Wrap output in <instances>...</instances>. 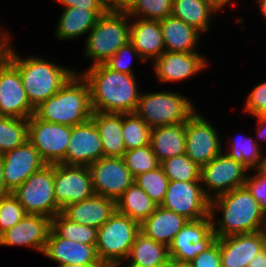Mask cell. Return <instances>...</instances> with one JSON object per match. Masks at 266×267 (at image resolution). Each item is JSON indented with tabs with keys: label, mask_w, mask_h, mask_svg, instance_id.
<instances>
[{
	"label": "cell",
	"mask_w": 266,
	"mask_h": 267,
	"mask_svg": "<svg viewBox=\"0 0 266 267\" xmlns=\"http://www.w3.org/2000/svg\"><path fill=\"white\" fill-rule=\"evenodd\" d=\"M90 88L93 111L106 113H134L141 91L135 75L110 69L105 63L90 66L81 73Z\"/></svg>",
	"instance_id": "6da1fadb"
},
{
	"label": "cell",
	"mask_w": 266,
	"mask_h": 267,
	"mask_svg": "<svg viewBox=\"0 0 266 267\" xmlns=\"http://www.w3.org/2000/svg\"><path fill=\"white\" fill-rule=\"evenodd\" d=\"M217 210L223 215L217 224L214 221L212 224L217 238L266 230V214L246 186L210 200L212 220H215Z\"/></svg>",
	"instance_id": "7a4b0ae2"
},
{
	"label": "cell",
	"mask_w": 266,
	"mask_h": 267,
	"mask_svg": "<svg viewBox=\"0 0 266 267\" xmlns=\"http://www.w3.org/2000/svg\"><path fill=\"white\" fill-rule=\"evenodd\" d=\"M92 113L89 84L80 72H75L55 95L34 108L37 118L72 127L89 121Z\"/></svg>",
	"instance_id": "3957f363"
},
{
	"label": "cell",
	"mask_w": 266,
	"mask_h": 267,
	"mask_svg": "<svg viewBox=\"0 0 266 267\" xmlns=\"http://www.w3.org/2000/svg\"><path fill=\"white\" fill-rule=\"evenodd\" d=\"M12 48L9 61L18 69L33 108L55 95L76 72L41 57H20Z\"/></svg>",
	"instance_id": "277c9868"
},
{
	"label": "cell",
	"mask_w": 266,
	"mask_h": 267,
	"mask_svg": "<svg viewBox=\"0 0 266 267\" xmlns=\"http://www.w3.org/2000/svg\"><path fill=\"white\" fill-rule=\"evenodd\" d=\"M130 15L126 11L108 10L100 16L85 41V56L91 66L105 63L130 41Z\"/></svg>",
	"instance_id": "5b68a950"
},
{
	"label": "cell",
	"mask_w": 266,
	"mask_h": 267,
	"mask_svg": "<svg viewBox=\"0 0 266 267\" xmlns=\"http://www.w3.org/2000/svg\"><path fill=\"white\" fill-rule=\"evenodd\" d=\"M140 232V224L116 212L97 229L96 252L104 267H122Z\"/></svg>",
	"instance_id": "8992f818"
},
{
	"label": "cell",
	"mask_w": 266,
	"mask_h": 267,
	"mask_svg": "<svg viewBox=\"0 0 266 267\" xmlns=\"http://www.w3.org/2000/svg\"><path fill=\"white\" fill-rule=\"evenodd\" d=\"M190 100L171 91L140 93L135 114L155 128L186 122L196 111Z\"/></svg>",
	"instance_id": "52a82bcc"
},
{
	"label": "cell",
	"mask_w": 266,
	"mask_h": 267,
	"mask_svg": "<svg viewBox=\"0 0 266 267\" xmlns=\"http://www.w3.org/2000/svg\"><path fill=\"white\" fill-rule=\"evenodd\" d=\"M27 214L53 218L62 212L54 194V164H46L11 192Z\"/></svg>",
	"instance_id": "ba28073f"
},
{
	"label": "cell",
	"mask_w": 266,
	"mask_h": 267,
	"mask_svg": "<svg viewBox=\"0 0 266 267\" xmlns=\"http://www.w3.org/2000/svg\"><path fill=\"white\" fill-rule=\"evenodd\" d=\"M72 126L28 118L27 140L37 149L46 164H65Z\"/></svg>",
	"instance_id": "9c48e42d"
},
{
	"label": "cell",
	"mask_w": 266,
	"mask_h": 267,
	"mask_svg": "<svg viewBox=\"0 0 266 267\" xmlns=\"http://www.w3.org/2000/svg\"><path fill=\"white\" fill-rule=\"evenodd\" d=\"M212 218L188 220L168 245L171 261L189 264L197 255L206 251L217 240Z\"/></svg>",
	"instance_id": "30bf717a"
},
{
	"label": "cell",
	"mask_w": 266,
	"mask_h": 267,
	"mask_svg": "<svg viewBox=\"0 0 266 267\" xmlns=\"http://www.w3.org/2000/svg\"><path fill=\"white\" fill-rule=\"evenodd\" d=\"M248 171L243 164L236 162L226 153H220L201 167V185L208 188L203 187L205 195L212 200L235 188L245 186Z\"/></svg>",
	"instance_id": "8fae6325"
},
{
	"label": "cell",
	"mask_w": 266,
	"mask_h": 267,
	"mask_svg": "<svg viewBox=\"0 0 266 267\" xmlns=\"http://www.w3.org/2000/svg\"><path fill=\"white\" fill-rule=\"evenodd\" d=\"M185 154L199 167L223 152L216 128L195 111L185 122Z\"/></svg>",
	"instance_id": "7c38bea8"
},
{
	"label": "cell",
	"mask_w": 266,
	"mask_h": 267,
	"mask_svg": "<svg viewBox=\"0 0 266 267\" xmlns=\"http://www.w3.org/2000/svg\"><path fill=\"white\" fill-rule=\"evenodd\" d=\"M161 206L188 220L210 216V199L205 195L201 181H170Z\"/></svg>",
	"instance_id": "4fadbf2b"
},
{
	"label": "cell",
	"mask_w": 266,
	"mask_h": 267,
	"mask_svg": "<svg viewBox=\"0 0 266 267\" xmlns=\"http://www.w3.org/2000/svg\"><path fill=\"white\" fill-rule=\"evenodd\" d=\"M54 194L61 211L95 195L88 166L54 164Z\"/></svg>",
	"instance_id": "5bb4252c"
},
{
	"label": "cell",
	"mask_w": 266,
	"mask_h": 267,
	"mask_svg": "<svg viewBox=\"0 0 266 267\" xmlns=\"http://www.w3.org/2000/svg\"><path fill=\"white\" fill-rule=\"evenodd\" d=\"M95 195L117 200L134 182L122 157H102L89 166Z\"/></svg>",
	"instance_id": "9a60e30c"
},
{
	"label": "cell",
	"mask_w": 266,
	"mask_h": 267,
	"mask_svg": "<svg viewBox=\"0 0 266 267\" xmlns=\"http://www.w3.org/2000/svg\"><path fill=\"white\" fill-rule=\"evenodd\" d=\"M33 114L19 71L8 61L0 69V116L28 119Z\"/></svg>",
	"instance_id": "2e32d148"
},
{
	"label": "cell",
	"mask_w": 266,
	"mask_h": 267,
	"mask_svg": "<svg viewBox=\"0 0 266 267\" xmlns=\"http://www.w3.org/2000/svg\"><path fill=\"white\" fill-rule=\"evenodd\" d=\"M51 230V217L27 214L19 223L0 234V246H26L42 254Z\"/></svg>",
	"instance_id": "e0dca14e"
},
{
	"label": "cell",
	"mask_w": 266,
	"mask_h": 267,
	"mask_svg": "<svg viewBox=\"0 0 266 267\" xmlns=\"http://www.w3.org/2000/svg\"><path fill=\"white\" fill-rule=\"evenodd\" d=\"M104 157L101 138L97 127L90 119L73 126L65 156V165L90 166Z\"/></svg>",
	"instance_id": "ac0fdd59"
},
{
	"label": "cell",
	"mask_w": 266,
	"mask_h": 267,
	"mask_svg": "<svg viewBox=\"0 0 266 267\" xmlns=\"http://www.w3.org/2000/svg\"><path fill=\"white\" fill-rule=\"evenodd\" d=\"M1 157L4 182L11 192L23 184L30 175L46 165L37 149L28 140Z\"/></svg>",
	"instance_id": "d6986e66"
},
{
	"label": "cell",
	"mask_w": 266,
	"mask_h": 267,
	"mask_svg": "<svg viewBox=\"0 0 266 267\" xmlns=\"http://www.w3.org/2000/svg\"><path fill=\"white\" fill-rule=\"evenodd\" d=\"M205 56L198 52H168L164 51L153 63L158 81L171 83L195 76L206 67Z\"/></svg>",
	"instance_id": "ffe728a7"
},
{
	"label": "cell",
	"mask_w": 266,
	"mask_h": 267,
	"mask_svg": "<svg viewBox=\"0 0 266 267\" xmlns=\"http://www.w3.org/2000/svg\"><path fill=\"white\" fill-rule=\"evenodd\" d=\"M266 246V230L220 238L221 267H247Z\"/></svg>",
	"instance_id": "44dd1931"
},
{
	"label": "cell",
	"mask_w": 266,
	"mask_h": 267,
	"mask_svg": "<svg viewBox=\"0 0 266 267\" xmlns=\"http://www.w3.org/2000/svg\"><path fill=\"white\" fill-rule=\"evenodd\" d=\"M95 246L61 238L52 229L42 254L57 264L59 263L58 267L75 264L103 265L97 256Z\"/></svg>",
	"instance_id": "7402d4cb"
},
{
	"label": "cell",
	"mask_w": 266,
	"mask_h": 267,
	"mask_svg": "<svg viewBox=\"0 0 266 267\" xmlns=\"http://www.w3.org/2000/svg\"><path fill=\"white\" fill-rule=\"evenodd\" d=\"M117 210L116 200L100 195L66 206L62 213L70 220L83 225L99 228Z\"/></svg>",
	"instance_id": "603a6c76"
},
{
	"label": "cell",
	"mask_w": 266,
	"mask_h": 267,
	"mask_svg": "<svg viewBox=\"0 0 266 267\" xmlns=\"http://www.w3.org/2000/svg\"><path fill=\"white\" fill-rule=\"evenodd\" d=\"M133 22V23H132ZM130 42L143 62H153L165 51L162 30L158 20L136 18L130 22Z\"/></svg>",
	"instance_id": "cb8c5ba5"
},
{
	"label": "cell",
	"mask_w": 266,
	"mask_h": 267,
	"mask_svg": "<svg viewBox=\"0 0 266 267\" xmlns=\"http://www.w3.org/2000/svg\"><path fill=\"white\" fill-rule=\"evenodd\" d=\"M188 219L161 205L140 224V231L150 239L169 245Z\"/></svg>",
	"instance_id": "d4e9b609"
},
{
	"label": "cell",
	"mask_w": 266,
	"mask_h": 267,
	"mask_svg": "<svg viewBox=\"0 0 266 267\" xmlns=\"http://www.w3.org/2000/svg\"><path fill=\"white\" fill-rule=\"evenodd\" d=\"M91 120L98 129L104 157H123L126 152L122 137L123 113L93 111Z\"/></svg>",
	"instance_id": "484cf974"
},
{
	"label": "cell",
	"mask_w": 266,
	"mask_h": 267,
	"mask_svg": "<svg viewBox=\"0 0 266 267\" xmlns=\"http://www.w3.org/2000/svg\"><path fill=\"white\" fill-rule=\"evenodd\" d=\"M165 51L168 52H197L200 32L173 16L160 20Z\"/></svg>",
	"instance_id": "4316f807"
},
{
	"label": "cell",
	"mask_w": 266,
	"mask_h": 267,
	"mask_svg": "<svg viewBox=\"0 0 266 267\" xmlns=\"http://www.w3.org/2000/svg\"><path fill=\"white\" fill-rule=\"evenodd\" d=\"M107 11H91L85 8H64L56 28V37L60 40L77 39L94 27L98 18Z\"/></svg>",
	"instance_id": "83f0119b"
},
{
	"label": "cell",
	"mask_w": 266,
	"mask_h": 267,
	"mask_svg": "<svg viewBox=\"0 0 266 267\" xmlns=\"http://www.w3.org/2000/svg\"><path fill=\"white\" fill-rule=\"evenodd\" d=\"M150 144L160 163L165 159L185 154V122L152 128Z\"/></svg>",
	"instance_id": "f1b7e54d"
},
{
	"label": "cell",
	"mask_w": 266,
	"mask_h": 267,
	"mask_svg": "<svg viewBox=\"0 0 266 267\" xmlns=\"http://www.w3.org/2000/svg\"><path fill=\"white\" fill-rule=\"evenodd\" d=\"M217 11L207 0H172L171 16L203 34L209 31L210 17Z\"/></svg>",
	"instance_id": "f546056e"
},
{
	"label": "cell",
	"mask_w": 266,
	"mask_h": 267,
	"mask_svg": "<svg viewBox=\"0 0 266 267\" xmlns=\"http://www.w3.org/2000/svg\"><path fill=\"white\" fill-rule=\"evenodd\" d=\"M158 205L133 182L116 200L117 211L141 224Z\"/></svg>",
	"instance_id": "4dcf8cb0"
},
{
	"label": "cell",
	"mask_w": 266,
	"mask_h": 267,
	"mask_svg": "<svg viewBox=\"0 0 266 267\" xmlns=\"http://www.w3.org/2000/svg\"><path fill=\"white\" fill-rule=\"evenodd\" d=\"M126 260L137 265L167 266L170 261L168 246L150 239L140 231Z\"/></svg>",
	"instance_id": "1f68e13d"
},
{
	"label": "cell",
	"mask_w": 266,
	"mask_h": 267,
	"mask_svg": "<svg viewBox=\"0 0 266 267\" xmlns=\"http://www.w3.org/2000/svg\"><path fill=\"white\" fill-rule=\"evenodd\" d=\"M231 139L228 152L225 151L229 157L243 164L248 170L265 168L266 156L263 157L261 154L262 149H260L255 139L247 136H242L235 140Z\"/></svg>",
	"instance_id": "d6a6232c"
},
{
	"label": "cell",
	"mask_w": 266,
	"mask_h": 267,
	"mask_svg": "<svg viewBox=\"0 0 266 267\" xmlns=\"http://www.w3.org/2000/svg\"><path fill=\"white\" fill-rule=\"evenodd\" d=\"M52 229L61 237L86 245H96L97 228L76 223L59 212L52 218Z\"/></svg>",
	"instance_id": "836d02e7"
},
{
	"label": "cell",
	"mask_w": 266,
	"mask_h": 267,
	"mask_svg": "<svg viewBox=\"0 0 266 267\" xmlns=\"http://www.w3.org/2000/svg\"><path fill=\"white\" fill-rule=\"evenodd\" d=\"M28 137V119L0 116V156L23 144Z\"/></svg>",
	"instance_id": "e575fe53"
},
{
	"label": "cell",
	"mask_w": 266,
	"mask_h": 267,
	"mask_svg": "<svg viewBox=\"0 0 266 267\" xmlns=\"http://www.w3.org/2000/svg\"><path fill=\"white\" fill-rule=\"evenodd\" d=\"M122 137L126 151L150 144L151 128L135 113H123Z\"/></svg>",
	"instance_id": "d590c367"
},
{
	"label": "cell",
	"mask_w": 266,
	"mask_h": 267,
	"mask_svg": "<svg viewBox=\"0 0 266 267\" xmlns=\"http://www.w3.org/2000/svg\"><path fill=\"white\" fill-rule=\"evenodd\" d=\"M160 165L170 181H201V167L194 163L186 154L165 159Z\"/></svg>",
	"instance_id": "8d00e7d4"
},
{
	"label": "cell",
	"mask_w": 266,
	"mask_h": 267,
	"mask_svg": "<svg viewBox=\"0 0 266 267\" xmlns=\"http://www.w3.org/2000/svg\"><path fill=\"white\" fill-rule=\"evenodd\" d=\"M134 182L160 206L165 199L170 180L160 165L154 170L137 175Z\"/></svg>",
	"instance_id": "74e56055"
},
{
	"label": "cell",
	"mask_w": 266,
	"mask_h": 267,
	"mask_svg": "<svg viewBox=\"0 0 266 267\" xmlns=\"http://www.w3.org/2000/svg\"><path fill=\"white\" fill-rule=\"evenodd\" d=\"M125 11L131 18L160 21L171 16L172 0H133Z\"/></svg>",
	"instance_id": "f35d334b"
},
{
	"label": "cell",
	"mask_w": 266,
	"mask_h": 267,
	"mask_svg": "<svg viewBox=\"0 0 266 267\" xmlns=\"http://www.w3.org/2000/svg\"><path fill=\"white\" fill-rule=\"evenodd\" d=\"M122 158L133 177L160 166V161L153 153L151 144L128 150Z\"/></svg>",
	"instance_id": "ab89813d"
},
{
	"label": "cell",
	"mask_w": 266,
	"mask_h": 267,
	"mask_svg": "<svg viewBox=\"0 0 266 267\" xmlns=\"http://www.w3.org/2000/svg\"><path fill=\"white\" fill-rule=\"evenodd\" d=\"M27 215L12 193L0 197V234L12 228Z\"/></svg>",
	"instance_id": "60d3db41"
},
{
	"label": "cell",
	"mask_w": 266,
	"mask_h": 267,
	"mask_svg": "<svg viewBox=\"0 0 266 267\" xmlns=\"http://www.w3.org/2000/svg\"><path fill=\"white\" fill-rule=\"evenodd\" d=\"M126 56H130L126 58ZM135 56V57H133ZM138 58L139 61H143L138 53V51L134 48L133 44L129 41L127 44L122 46L112 57H110L105 64L112 70L118 71L121 73H125L128 75H134L133 70L131 68V62L133 58ZM127 59V60H126Z\"/></svg>",
	"instance_id": "b9f144b4"
},
{
	"label": "cell",
	"mask_w": 266,
	"mask_h": 267,
	"mask_svg": "<svg viewBox=\"0 0 266 267\" xmlns=\"http://www.w3.org/2000/svg\"><path fill=\"white\" fill-rule=\"evenodd\" d=\"M245 102L244 112L252 116L266 115V81L256 85Z\"/></svg>",
	"instance_id": "7bdbcfd3"
},
{
	"label": "cell",
	"mask_w": 266,
	"mask_h": 267,
	"mask_svg": "<svg viewBox=\"0 0 266 267\" xmlns=\"http://www.w3.org/2000/svg\"><path fill=\"white\" fill-rule=\"evenodd\" d=\"M255 172L252 176H247L245 186L266 214V168L255 169Z\"/></svg>",
	"instance_id": "ee69618b"
},
{
	"label": "cell",
	"mask_w": 266,
	"mask_h": 267,
	"mask_svg": "<svg viewBox=\"0 0 266 267\" xmlns=\"http://www.w3.org/2000/svg\"><path fill=\"white\" fill-rule=\"evenodd\" d=\"M191 267H221L220 238L206 251L197 255L190 263Z\"/></svg>",
	"instance_id": "f6af8a7d"
},
{
	"label": "cell",
	"mask_w": 266,
	"mask_h": 267,
	"mask_svg": "<svg viewBox=\"0 0 266 267\" xmlns=\"http://www.w3.org/2000/svg\"><path fill=\"white\" fill-rule=\"evenodd\" d=\"M62 4L64 8L79 7L91 11H108L103 0H56Z\"/></svg>",
	"instance_id": "bcb514c9"
},
{
	"label": "cell",
	"mask_w": 266,
	"mask_h": 267,
	"mask_svg": "<svg viewBox=\"0 0 266 267\" xmlns=\"http://www.w3.org/2000/svg\"><path fill=\"white\" fill-rule=\"evenodd\" d=\"M9 38L8 33L0 29V69L9 61L13 48Z\"/></svg>",
	"instance_id": "7dc6e473"
},
{
	"label": "cell",
	"mask_w": 266,
	"mask_h": 267,
	"mask_svg": "<svg viewBox=\"0 0 266 267\" xmlns=\"http://www.w3.org/2000/svg\"><path fill=\"white\" fill-rule=\"evenodd\" d=\"M133 2V0H103L108 10L125 11Z\"/></svg>",
	"instance_id": "c3c4849f"
},
{
	"label": "cell",
	"mask_w": 266,
	"mask_h": 267,
	"mask_svg": "<svg viewBox=\"0 0 266 267\" xmlns=\"http://www.w3.org/2000/svg\"><path fill=\"white\" fill-rule=\"evenodd\" d=\"M247 267H266V246L250 260Z\"/></svg>",
	"instance_id": "681fc988"
},
{
	"label": "cell",
	"mask_w": 266,
	"mask_h": 267,
	"mask_svg": "<svg viewBox=\"0 0 266 267\" xmlns=\"http://www.w3.org/2000/svg\"><path fill=\"white\" fill-rule=\"evenodd\" d=\"M254 117H256L258 121L256 135L261 139H266V115H258Z\"/></svg>",
	"instance_id": "f907efd6"
},
{
	"label": "cell",
	"mask_w": 266,
	"mask_h": 267,
	"mask_svg": "<svg viewBox=\"0 0 266 267\" xmlns=\"http://www.w3.org/2000/svg\"><path fill=\"white\" fill-rule=\"evenodd\" d=\"M10 193L11 191L6 187L5 182H4L3 161H2V157L0 156V197L6 196Z\"/></svg>",
	"instance_id": "816d5d0a"
},
{
	"label": "cell",
	"mask_w": 266,
	"mask_h": 267,
	"mask_svg": "<svg viewBox=\"0 0 266 267\" xmlns=\"http://www.w3.org/2000/svg\"><path fill=\"white\" fill-rule=\"evenodd\" d=\"M213 7H215L218 11L223 9L224 6H226L227 3H229L231 0H207Z\"/></svg>",
	"instance_id": "f5cc1de1"
},
{
	"label": "cell",
	"mask_w": 266,
	"mask_h": 267,
	"mask_svg": "<svg viewBox=\"0 0 266 267\" xmlns=\"http://www.w3.org/2000/svg\"><path fill=\"white\" fill-rule=\"evenodd\" d=\"M166 267H191V266L187 263H179L170 260Z\"/></svg>",
	"instance_id": "db71d44e"
},
{
	"label": "cell",
	"mask_w": 266,
	"mask_h": 267,
	"mask_svg": "<svg viewBox=\"0 0 266 267\" xmlns=\"http://www.w3.org/2000/svg\"><path fill=\"white\" fill-rule=\"evenodd\" d=\"M260 5V12L261 15H263L264 18H266V0L258 2Z\"/></svg>",
	"instance_id": "11a10c76"
},
{
	"label": "cell",
	"mask_w": 266,
	"mask_h": 267,
	"mask_svg": "<svg viewBox=\"0 0 266 267\" xmlns=\"http://www.w3.org/2000/svg\"><path fill=\"white\" fill-rule=\"evenodd\" d=\"M127 265H126V267H166V266H144V265H137L135 263H130L129 261H128Z\"/></svg>",
	"instance_id": "9f6ffc18"
},
{
	"label": "cell",
	"mask_w": 266,
	"mask_h": 267,
	"mask_svg": "<svg viewBox=\"0 0 266 267\" xmlns=\"http://www.w3.org/2000/svg\"><path fill=\"white\" fill-rule=\"evenodd\" d=\"M67 267H104L103 265H79V264H75V265H69Z\"/></svg>",
	"instance_id": "6f0895ef"
}]
</instances>
